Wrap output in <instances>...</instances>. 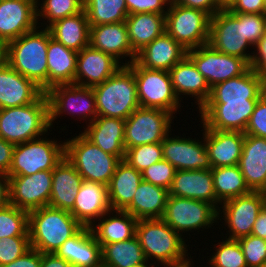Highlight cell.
<instances>
[{"instance_id":"obj_1","label":"cell","mask_w":266,"mask_h":267,"mask_svg":"<svg viewBox=\"0 0 266 267\" xmlns=\"http://www.w3.org/2000/svg\"><path fill=\"white\" fill-rule=\"evenodd\" d=\"M83 226L66 210L44 206L29 212L30 246L41 253H55Z\"/></svg>"},{"instance_id":"obj_2","label":"cell","mask_w":266,"mask_h":267,"mask_svg":"<svg viewBox=\"0 0 266 267\" xmlns=\"http://www.w3.org/2000/svg\"><path fill=\"white\" fill-rule=\"evenodd\" d=\"M50 128L45 92L31 104L0 109V137L14 145L48 136Z\"/></svg>"},{"instance_id":"obj_3","label":"cell","mask_w":266,"mask_h":267,"mask_svg":"<svg viewBox=\"0 0 266 267\" xmlns=\"http://www.w3.org/2000/svg\"><path fill=\"white\" fill-rule=\"evenodd\" d=\"M47 47L46 27H38L8 43V65L44 92L48 90Z\"/></svg>"},{"instance_id":"obj_4","label":"cell","mask_w":266,"mask_h":267,"mask_svg":"<svg viewBox=\"0 0 266 267\" xmlns=\"http://www.w3.org/2000/svg\"><path fill=\"white\" fill-rule=\"evenodd\" d=\"M136 236L147 261L154 259L156 264L174 265L189 260L187 240L162 218L137 220Z\"/></svg>"},{"instance_id":"obj_5","label":"cell","mask_w":266,"mask_h":267,"mask_svg":"<svg viewBox=\"0 0 266 267\" xmlns=\"http://www.w3.org/2000/svg\"><path fill=\"white\" fill-rule=\"evenodd\" d=\"M98 116L126 120L140 107L133 71L123 65L103 83L93 87Z\"/></svg>"},{"instance_id":"obj_6","label":"cell","mask_w":266,"mask_h":267,"mask_svg":"<svg viewBox=\"0 0 266 267\" xmlns=\"http://www.w3.org/2000/svg\"><path fill=\"white\" fill-rule=\"evenodd\" d=\"M65 142V157L75 167L84 181L109 185L117 164V156L104 152L79 132Z\"/></svg>"},{"instance_id":"obj_7","label":"cell","mask_w":266,"mask_h":267,"mask_svg":"<svg viewBox=\"0 0 266 267\" xmlns=\"http://www.w3.org/2000/svg\"><path fill=\"white\" fill-rule=\"evenodd\" d=\"M65 156V142L39 137L13 150L12 164L8 176L32 175L39 171L53 170Z\"/></svg>"},{"instance_id":"obj_8","label":"cell","mask_w":266,"mask_h":267,"mask_svg":"<svg viewBox=\"0 0 266 267\" xmlns=\"http://www.w3.org/2000/svg\"><path fill=\"white\" fill-rule=\"evenodd\" d=\"M134 73L140 107L157 108L177 114L181 100L176 96L169 71L147 69L135 61L127 65Z\"/></svg>"},{"instance_id":"obj_9","label":"cell","mask_w":266,"mask_h":267,"mask_svg":"<svg viewBox=\"0 0 266 267\" xmlns=\"http://www.w3.org/2000/svg\"><path fill=\"white\" fill-rule=\"evenodd\" d=\"M210 16L201 10L170 1L165 15L166 32L186 50L209 42Z\"/></svg>"},{"instance_id":"obj_10","label":"cell","mask_w":266,"mask_h":267,"mask_svg":"<svg viewBox=\"0 0 266 267\" xmlns=\"http://www.w3.org/2000/svg\"><path fill=\"white\" fill-rule=\"evenodd\" d=\"M49 104V124L65 115L77 116V119L93 122L98 116L93 88L76 84L55 85L45 92ZM75 115V116H74ZM81 117V118H80Z\"/></svg>"},{"instance_id":"obj_11","label":"cell","mask_w":266,"mask_h":267,"mask_svg":"<svg viewBox=\"0 0 266 267\" xmlns=\"http://www.w3.org/2000/svg\"><path fill=\"white\" fill-rule=\"evenodd\" d=\"M221 53L251 62L253 53H248L254 47L245 37L242 13H234L229 9L220 10L210 18L209 42ZM248 49V51H247Z\"/></svg>"},{"instance_id":"obj_12","label":"cell","mask_w":266,"mask_h":267,"mask_svg":"<svg viewBox=\"0 0 266 267\" xmlns=\"http://www.w3.org/2000/svg\"><path fill=\"white\" fill-rule=\"evenodd\" d=\"M174 115L157 108H137L126 120L125 151L143 144L162 142L170 134Z\"/></svg>"},{"instance_id":"obj_13","label":"cell","mask_w":266,"mask_h":267,"mask_svg":"<svg viewBox=\"0 0 266 267\" xmlns=\"http://www.w3.org/2000/svg\"><path fill=\"white\" fill-rule=\"evenodd\" d=\"M181 236L191 230L209 229L218 222V210L210 203L169 195L162 218ZM207 227V228H206Z\"/></svg>"},{"instance_id":"obj_14","label":"cell","mask_w":266,"mask_h":267,"mask_svg":"<svg viewBox=\"0 0 266 267\" xmlns=\"http://www.w3.org/2000/svg\"><path fill=\"white\" fill-rule=\"evenodd\" d=\"M187 56L206 79L210 88L220 82L242 75L250 68L244 59L221 53L208 43L187 50Z\"/></svg>"},{"instance_id":"obj_15","label":"cell","mask_w":266,"mask_h":267,"mask_svg":"<svg viewBox=\"0 0 266 267\" xmlns=\"http://www.w3.org/2000/svg\"><path fill=\"white\" fill-rule=\"evenodd\" d=\"M222 204V211H218V220L225 221L224 225L229 229L226 231L229 234L228 239L237 240L251 235L257 216L266 205V196L260 191H251Z\"/></svg>"},{"instance_id":"obj_16","label":"cell","mask_w":266,"mask_h":267,"mask_svg":"<svg viewBox=\"0 0 266 267\" xmlns=\"http://www.w3.org/2000/svg\"><path fill=\"white\" fill-rule=\"evenodd\" d=\"M257 101L206 102L199 110L200 123L211 130L244 133Z\"/></svg>"},{"instance_id":"obj_17","label":"cell","mask_w":266,"mask_h":267,"mask_svg":"<svg viewBox=\"0 0 266 267\" xmlns=\"http://www.w3.org/2000/svg\"><path fill=\"white\" fill-rule=\"evenodd\" d=\"M52 187V170L32 175L9 176L10 204L27 212L48 206Z\"/></svg>"},{"instance_id":"obj_18","label":"cell","mask_w":266,"mask_h":267,"mask_svg":"<svg viewBox=\"0 0 266 267\" xmlns=\"http://www.w3.org/2000/svg\"><path fill=\"white\" fill-rule=\"evenodd\" d=\"M201 141L192 137L169 134L161 142L163 159L169 161L176 170H206L212 166L204 141V126ZM203 140V141H202ZM203 142V143H202Z\"/></svg>"},{"instance_id":"obj_19","label":"cell","mask_w":266,"mask_h":267,"mask_svg":"<svg viewBox=\"0 0 266 267\" xmlns=\"http://www.w3.org/2000/svg\"><path fill=\"white\" fill-rule=\"evenodd\" d=\"M37 0L0 2V39L7 43L38 28Z\"/></svg>"},{"instance_id":"obj_20","label":"cell","mask_w":266,"mask_h":267,"mask_svg":"<svg viewBox=\"0 0 266 267\" xmlns=\"http://www.w3.org/2000/svg\"><path fill=\"white\" fill-rule=\"evenodd\" d=\"M122 63L90 45L78 52L74 84L93 88L111 77Z\"/></svg>"},{"instance_id":"obj_21","label":"cell","mask_w":266,"mask_h":267,"mask_svg":"<svg viewBox=\"0 0 266 267\" xmlns=\"http://www.w3.org/2000/svg\"><path fill=\"white\" fill-rule=\"evenodd\" d=\"M89 45L94 49L112 55L123 65H129L136 59L128 38V30L125 22L100 24L90 26ZM130 59L123 63V59ZM122 59V60H121Z\"/></svg>"},{"instance_id":"obj_22","label":"cell","mask_w":266,"mask_h":267,"mask_svg":"<svg viewBox=\"0 0 266 267\" xmlns=\"http://www.w3.org/2000/svg\"><path fill=\"white\" fill-rule=\"evenodd\" d=\"M169 195L208 202L221 211L222 204L216 198L211 169L177 170Z\"/></svg>"},{"instance_id":"obj_23","label":"cell","mask_w":266,"mask_h":267,"mask_svg":"<svg viewBox=\"0 0 266 267\" xmlns=\"http://www.w3.org/2000/svg\"><path fill=\"white\" fill-rule=\"evenodd\" d=\"M110 210L108 186L99 182L83 181L70 213L83 227H91Z\"/></svg>"},{"instance_id":"obj_24","label":"cell","mask_w":266,"mask_h":267,"mask_svg":"<svg viewBox=\"0 0 266 267\" xmlns=\"http://www.w3.org/2000/svg\"><path fill=\"white\" fill-rule=\"evenodd\" d=\"M204 141L212 168L239 164L244 144L243 132L211 130L204 127Z\"/></svg>"},{"instance_id":"obj_25","label":"cell","mask_w":266,"mask_h":267,"mask_svg":"<svg viewBox=\"0 0 266 267\" xmlns=\"http://www.w3.org/2000/svg\"><path fill=\"white\" fill-rule=\"evenodd\" d=\"M238 166L249 189L262 192L266 187V138L244 134Z\"/></svg>"},{"instance_id":"obj_26","label":"cell","mask_w":266,"mask_h":267,"mask_svg":"<svg viewBox=\"0 0 266 267\" xmlns=\"http://www.w3.org/2000/svg\"><path fill=\"white\" fill-rule=\"evenodd\" d=\"M169 74L178 99L183 101L180 95L194 97L197 109L200 110L209 99L211 88L193 61L186 55L169 70Z\"/></svg>"},{"instance_id":"obj_27","label":"cell","mask_w":266,"mask_h":267,"mask_svg":"<svg viewBox=\"0 0 266 267\" xmlns=\"http://www.w3.org/2000/svg\"><path fill=\"white\" fill-rule=\"evenodd\" d=\"M43 93L32 80L9 65L0 69V109L31 104Z\"/></svg>"},{"instance_id":"obj_28","label":"cell","mask_w":266,"mask_h":267,"mask_svg":"<svg viewBox=\"0 0 266 267\" xmlns=\"http://www.w3.org/2000/svg\"><path fill=\"white\" fill-rule=\"evenodd\" d=\"M124 131L125 120L97 116L86 128L84 127V131L81 133L104 152L117 156L120 160H124Z\"/></svg>"},{"instance_id":"obj_29","label":"cell","mask_w":266,"mask_h":267,"mask_svg":"<svg viewBox=\"0 0 266 267\" xmlns=\"http://www.w3.org/2000/svg\"><path fill=\"white\" fill-rule=\"evenodd\" d=\"M187 55V50L166 31L136 54L135 62L147 69H172Z\"/></svg>"},{"instance_id":"obj_30","label":"cell","mask_w":266,"mask_h":267,"mask_svg":"<svg viewBox=\"0 0 266 267\" xmlns=\"http://www.w3.org/2000/svg\"><path fill=\"white\" fill-rule=\"evenodd\" d=\"M73 267H100L101 245L96 241L90 227H83L76 235L66 240L55 252Z\"/></svg>"},{"instance_id":"obj_31","label":"cell","mask_w":266,"mask_h":267,"mask_svg":"<svg viewBox=\"0 0 266 267\" xmlns=\"http://www.w3.org/2000/svg\"><path fill=\"white\" fill-rule=\"evenodd\" d=\"M83 181L82 176L64 156L52 170V187L48 206L70 212Z\"/></svg>"},{"instance_id":"obj_32","label":"cell","mask_w":266,"mask_h":267,"mask_svg":"<svg viewBox=\"0 0 266 267\" xmlns=\"http://www.w3.org/2000/svg\"><path fill=\"white\" fill-rule=\"evenodd\" d=\"M262 96L260 73L249 68L244 74L220 82L211 88L207 102L258 100Z\"/></svg>"},{"instance_id":"obj_33","label":"cell","mask_w":266,"mask_h":267,"mask_svg":"<svg viewBox=\"0 0 266 267\" xmlns=\"http://www.w3.org/2000/svg\"><path fill=\"white\" fill-rule=\"evenodd\" d=\"M97 221L98 224L94 223L90 229L101 248L105 244L126 241L136 235L137 219L125 210L111 209Z\"/></svg>"},{"instance_id":"obj_34","label":"cell","mask_w":266,"mask_h":267,"mask_svg":"<svg viewBox=\"0 0 266 267\" xmlns=\"http://www.w3.org/2000/svg\"><path fill=\"white\" fill-rule=\"evenodd\" d=\"M169 190L142 180L132 202L124 209L137 220L163 218Z\"/></svg>"},{"instance_id":"obj_35","label":"cell","mask_w":266,"mask_h":267,"mask_svg":"<svg viewBox=\"0 0 266 267\" xmlns=\"http://www.w3.org/2000/svg\"><path fill=\"white\" fill-rule=\"evenodd\" d=\"M78 52L55 41L48 30V89L55 85L74 84Z\"/></svg>"},{"instance_id":"obj_36","label":"cell","mask_w":266,"mask_h":267,"mask_svg":"<svg viewBox=\"0 0 266 267\" xmlns=\"http://www.w3.org/2000/svg\"><path fill=\"white\" fill-rule=\"evenodd\" d=\"M47 29L51 37L66 48L79 52L89 46L90 25L84 10L53 22Z\"/></svg>"},{"instance_id":"obj_37","label":"cell","mask_w":266,"mask_h":267,"mask_svg":"<svg viewBox=\"0 0 266 267\" xmlns=\"http://www.w3.org/2000/svg\"><path fill=\"white\" fill-rule=\"evenodd\" d=\"M128 38L135 54L166 31L165 15L158 13H136L125 20Z\"/></svg>"},{"instance_id":"obj_38","label":"cell","mask_w":266,"mask_h":267,"mask_svg":"<svg viewBox=\"0 0 266 267\" xmlns=\"http://www.w3.org/2000/svg\"><path fill=\"white\" fill-rule=\"evenodd\" d=\"M142 181V172L121 160L108 185V199L112 210H124L131 202Z\"/></svg>"},{"instance_id":"obj_39","label":"cell","mask_w":266,"mask_h":267,"mask_svg":"<svg viewBox=\"0 0 266 267\" xmlns=\"http://www.w3.org/2000/svg\"><path fill=\"white\" fill-rule=\"evenodd\" d=\"M101 255L105 267H130L147 261L136 235L126 241L105 244Z\"/></svg>"},{"instance_id":"obj_40","label":"cell","mask_w":266,"mask_h":267,"mask_svg":"<svg viewBox=\"0 0 266 267\" xmlns=\"http://www.w3.org/2000/svg\"><path fill=\"white\" fill-rule=\"evenodd\" d=\"M217 200L223 202L251 192L238 165L211 168Z\"/></svg>"},{"instance_id":"obj_41","label":"cell","mask_w":266,"mask_h":267,"mask_svg":"<svg viewBox=\"0 0 266 267\" xmlns=\"http://www.w3.org/2000/svg\"><path fill=\"white\" fill-rule=\"evenodd\" d=\"M90 26L125 22L129 13L125 0H84Z\"/></svg>"},{"instance_id":"obj_42","label":"cell","mask_w":266,"mask_h":267,"mask_svg":"<svg viewBox=\"0 0 266 267\" xmlns=\"http://www.w3.org/2000/svg\"><path fill=\"white\" fill-rule=\"evenodd\" d=\"M37 0V22L39 20H47V23H38V27L46 28L53 22L75 15L84 10V0ZM40 6V8H39ZM41 18V19H39ZM43 18V19H42ZM40 23L43 24L40 26Z\"/></svg>"},{"instance_id":"obj_43","label":"cell","mask_w":266,"mask_h":267,"mask_svg":"<svg viewBox=\"0 0 266 267\" xmlns=\"http://www.w3.org/2000/svg\"><path fill=\"white\" fill-rule=\"evenodd\" d=\"M29 212L12 204L0 208V239L13 236H29Z\"/></svg>"},{"instance_id":"obj_44","label":"cell","mask_w":266,"mask_h":267,"mask_svg":"<svg viewBox=\"0 0 266 267\" xmlns=\"http://www.w3.org/2000/svg\"><path fill=\"white\" fill-rule=\"evenodd\" d=\"M222 239L216 244L215 252L208 259L211 267H247L245 257L238 240Z\"/></svg>"},{"instance_id":"obj_45","label":"cell","mask_w":266,"mask_h":267,"mask_svg":"<svg viewBox=\"0 0 266 267\" xmlns=\"http://www.w3.org/2000/svg\"><path fill=\"white\" fill-rule=\"evenodd\" d=\"M163 159L161 142L143 144L125 151L126 161L130 166L137 171L142 172L150 165L157 163Z\"/></svg>"},{"instance_id":"obj_46","label":"cell","mask_w":266,"mask_h":267,"mask_svg":"<svg viewBox=\"0 0 266 267\" xmlns=\"http://www.w3.org/2000/svg\"><path fill=\"white\" fill-rule=\"evenodd\" d=\"M247 267H266V240L253 235L237 239Z\"/></svg>"},{"instance_id":"obj_47","label":"cell","mask_w":266,"mask_h":267,"mask_svg":"<svg viewBox=\"0 0 266 267\" xmlns=\"http://www.w3.org/2000/svg\"><path fill=\"white\" fill-rule=\"evenodd\" d=\"M176 171L169 161L162 159L142 171V180L169 190Z\"/></svg>"},{"instance_id":"obj_48","label":"cell","mask_w":266,"mask_h":267,"mask_svg":"<svg viewBox=\"0 0 266 267\" xmlns=\"http://www.w3.org/2000/svg\"><path fill=\"white\" fill-rule=\"evenodd\" d=\"M30 248L29 236H13L0 239V267L16 260Z\"/></svg>"},{"instance_id":"obj_49","label":"cell","mask_w":266,"mask_h":267,"mask_svg":"<svg viewBox=\"0 0 266 267\" xmlns=\"http://www.w3.org/2000/svg\"><path fill=\"white\" fill-rule=\"evenodd\" d=\"M242 22H244L245 37L254 47L266 33L264 14L242 13Z\"/></svg>"},{"instance_id":"obj_50","label":"cell","mask_w":266,"mask_h":267,"mask_svg":"<svg viewBox=\"0 0 266 267\" xmlns=\"http://www.w3.org/2000/svg\"><path fill=\"white\" fill-rule=\"evenodd\" d=\"M244 134L266 138V99L263 96L258 99Z\"/></svg>"},{"instance_id":"obj_51","label":"cell","mask_w":266,"mask_h":267,"mask_svg":"<svg viewBox=\"0 0 266 267\" xmlns=\"http://www.w3.org/2000/svg\"><path fill=\"white\" fill-rule=\"evenodd\" d=\"M125 1L129 15L136 13H158L166 15L171 0H125Z\"/></svg>"},{"instance_id":"obj_52","label":"cell","mask_w":266,"mask_h":267,"mask_svg":"<svg viewBox=\"0 0 266 267\" xmlns=\"http://www.w3.org/2000/svg\"><path fill=\"white\" fill-rule=\"evenodd\" d=\"M229 10L234 13L264 14L265 0H237Z\"/></svg>"},{"instance_id":"obj_53","label":"cell","mask_w":266,"mask_h":267,"mask_svg":"<svg viewBox=\"0 0 266 267\" xmlns=\"http://www.w3.org/2000/svg\"><path fill=\"white\" fill-rule=\"evenodd\" d=\"M256 51V52H255ZM249 67L258 73L266 72V33L254 46Z\"/></svg>"},{"instance_id":"obj_54","label":"cell","mask_w":266,"mask_h":267,"mask_svg":"<svg viewBox=\"0 0 266 267\" xmlns=\"http://www.w3.org/2000/svg\"><path fill=\"white\" fill-rule=\"evenodd\" d=\"M176 4L184 7L198 9L206 12L210 17L222 10L217 0H173Z\"/></svg>"},{"instance_id":"obj_55","label":"cell","mask_w":266,"mask_h":267,"mask_svg":"<svg viewBox=\"0 0 266 267\" xmlns=\"http://www.w3.org/2000/svg\"><path fill=\"white\" fill-rule=\"evenodd\" d=\"M1 267H41V252L31 247L16 260Z\"/></svg>"},{"instance_id":"obj_56","label":"cell","mask_w":266,"mask_h":267,"mask_svg":"<svg viewBox=\"0 0 266 267\" xmlns=\"http://www.w3.org/2000/svg\"><path fill=\"white\" fill-rule=\"evenodd\" d=\"M15 145L0 137V173L8 174Z\"/></svg>"},{"instance_id":"obj_57","label":"cell","mask_w":266,"mask_h":267,"mask_svg":"<svg viewBox=\"0 0 266 267\" xmlns=\"http://www.w3.org/2000/svg\"><path fill=\"white\" fill-rule=\"evenodd\" d=\"M41 267H73L55 253H41Z\"/></svg>"},{"instance_id":"obj_58","label":"cell","mask_w":266,"mask_h":267,"mask_svg":"<svg viewBox=\"0 0 266 267\" xmlns=\"http://www.w3.org/2000/svg\"><path fill=\"white\" fill-rule=\"evenodd\" d=\"M251 235L266 240V205L257 216Z\"/></svg>"},{"instance_id":"obj_59","label":"cell","mask_w":266,"mask_h":267,"mask_svg":"<svg viewBox=\"0 0 266 267\" xmlns=\"http://www.w3.org/2000/svg\"><path fill=\"white\" fill-rule=\"evenodd\" d=\"M9 203V176L0 173V208L5 207Z\"/></svg>"},{"instance_id":"obj_60","label":"cell","mask_w":266,"mask_h":267,"mask_svg":"<svg viewBox=\"0 0 266 267\" xmlns=\"http://www.w3.org/2000/svg\"><path fill=\"white\" fill-rule=\"evenodd\" d=\"M8 65V43L0 39V69Z\"/></svg>"},{"instance_id":"obj_61","label":"cell","mask_w":266,"mask_h":267,"mask_svg":"<svg viewBox=\"0 0 266 267\" xmlns=\"http://www.w3.org/2000/svg\"><path fill=\"white\" fill-rule=\"evenodd\" d=\"M222 10L229 9L237 0H217Z\"/></svg>"},{"instance_id":"obj_62","label":"cell","mask_w":266,"mask_h":267,"mask_svg":"<svg viewBox=\"0 0 266 267\" xmlns=\"http://www.w3.org/2000/svg\"><path fill=\"white\" fill-rule=\"evenodd\" d=\"M191 260V261H190ZM192 257L190 256V259L180 263V264H174V265H163L164 267H194L192 265H194V261H192Z\"/></svg>"},{"instance_id":"obj_63","label":"cell","mask_w":266,"mask_h":267,"mask_svg":"<svg viewBox=\"0 0 266 267\" xmlns=\"http://www.w3.org/2000/svg\"><path fill=\"white\" fill-rule=\"evenodd\" d=\"M262 96L266 99V72L260 73Z\"/></svg>"},{"instance_id":"obj_64","label":"cell","mask_w":266,"mask_h":267,"mask_svg":"<svg viewBox=\"0 0 266 267\" xmlns=\"http://www.w3.org/2000/svg\"><path fill=\"white\" fill-rule=\"evenodd\" d=\"M155 265H156L155 262L150 263V261H146L142 264L132 265L130 267H155Z\"/></svg>"},{"instance_id":"obj_65","label":"cell","mask_w":266,"mask_h":267,"mask_svg":"<svg viewBox=\"0 0 266 267\" xmlns=\"http://www.w3.org/2000/svg\"><path fill=\"white\" fill-rule=\"evenodd\" d=\"M264 17H265V31H266V12L264 13Z\"/></svg>"},{"instance_id":"obj_66","label":"cell","mask_w":266,"mask_h":267,"mask_svg":"<svg viewBox=\"0 0 266 267\" xmlns=\"http://www.w3.org/2000/svg\"><path fill=\"white\" fill-rule=\"evenodd\" d=\"M262 193L266 196V187H265V189L262 191Z\"/></svg>"}]
</instances>
